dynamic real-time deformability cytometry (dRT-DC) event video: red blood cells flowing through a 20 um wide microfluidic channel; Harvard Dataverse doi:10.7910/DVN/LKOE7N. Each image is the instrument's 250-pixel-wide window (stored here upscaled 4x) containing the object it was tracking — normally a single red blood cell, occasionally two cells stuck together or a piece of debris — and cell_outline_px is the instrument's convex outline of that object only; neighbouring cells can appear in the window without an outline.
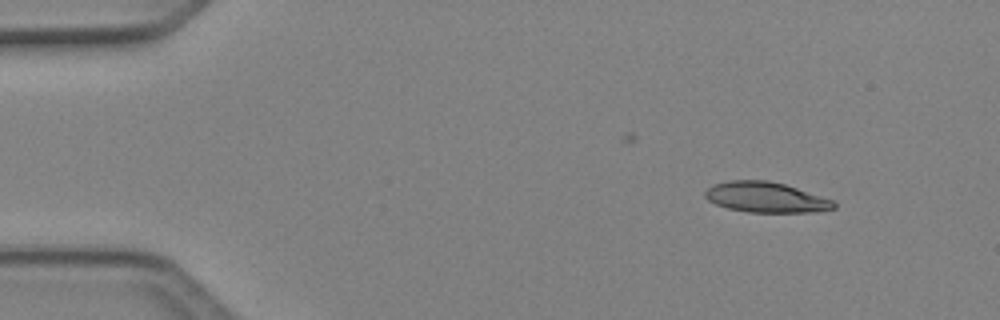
{"species": "Egyptian fruit bat (a non-hibernating species)", "species_latin": "Rousettus aegyptiacus", "temperature_condition": "cold", "stored_images_in_passage": 4, "camera_frame_rate_fps": 3000, "um_per_image_px": 0.085, "animal": {"sex": "female"}, "frame": {"image": 1, "passage_image": 1, "time_ms": 0.0, "image_size_px": [1000, 320], "cell_outline_px": [[836, 208], [816, 212], [748, 212], [728, 208], [716, 204], [708, 200], [704, 196], [704, 192], [712, 184], [728, 180], [768, 180], [784, 184], [832, 200], [836, 204]], "centroid_in_image_um": [65.06, 16.77], "position_along_channel_um": 19.9, "area_um2": 22.72}}